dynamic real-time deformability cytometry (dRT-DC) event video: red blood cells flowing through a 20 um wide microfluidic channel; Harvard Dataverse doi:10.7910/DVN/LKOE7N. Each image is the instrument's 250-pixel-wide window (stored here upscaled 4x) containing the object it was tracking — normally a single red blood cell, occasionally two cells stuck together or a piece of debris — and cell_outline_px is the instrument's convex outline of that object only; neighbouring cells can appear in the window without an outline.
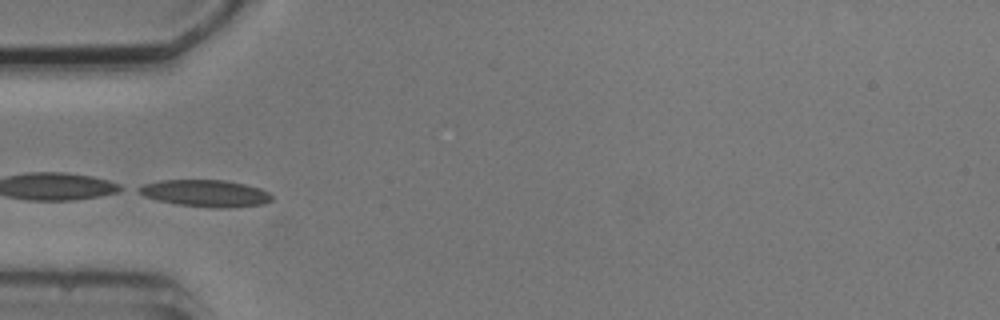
{"species": "common noctule bat (a hibernating species)", "species_latin": "Nyctalus noctula", "temperature_condition": "cold", "stored_images_in_passage": 9, "camera_frame_rate_fps": 3000, "um_per_image_px": 0.085, "animal": {"sex": "male", "body_mass_g": 20.5, "forearm_length_mm": 52.5}, "frame": {"image": 1, "passage_image": 3, "time_ms": 2.333, "image_size_px": [1000, 320], "cell_outline_px": [[272, 200], [264, 204], [228, 208], [216, 208], [176, 204], [144, 196], [136, 192], [136, 188], [144, 184], [160, 180], [224, 180], [244, 184], [260, 188], [268, 192], [272, 196]], "centroid_in_image_um": [17.46, 16.43], "position_along_channel_um": 67.5, "area_um2": 20.87}}